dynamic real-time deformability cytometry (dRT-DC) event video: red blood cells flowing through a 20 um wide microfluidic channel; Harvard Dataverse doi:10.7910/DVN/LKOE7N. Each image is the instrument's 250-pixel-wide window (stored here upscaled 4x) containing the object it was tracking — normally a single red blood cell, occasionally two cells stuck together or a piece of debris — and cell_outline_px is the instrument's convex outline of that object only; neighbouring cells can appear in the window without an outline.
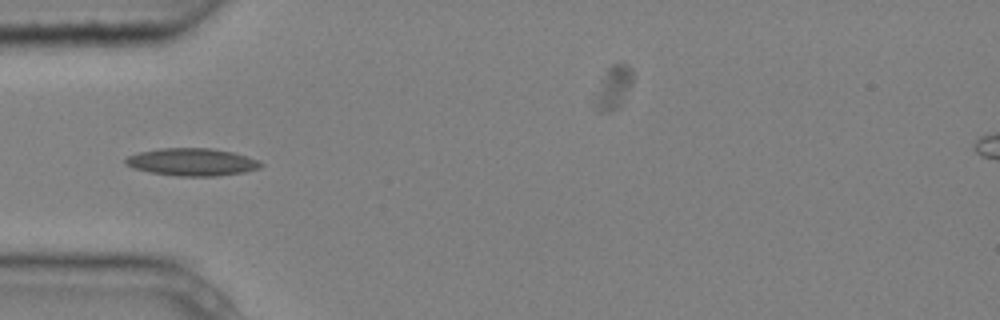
{"species": "common noctule bat (a hibernating species)", "species_latin": "Nyctalus noctula", "temperature_condition": "cold", "stored_images_in_passage": 5, "camera_frame_rate_fps": 3000, "um_per_image_px": 0.085, "animal": {"sex": "male", "body_mass_g": 20.4}, "frame": {"image": 1, "passage_image": 3, "time_ms": 0.667, "image_size_px": [1000, 320], "cell_outline_px": [[264, 164], [260, 168], [244, 172], [216, 176], [176, 176], [148, 172], [132, 168], [124, 164], [124, 160], [128, 156], [140, 152], [160, 148], [212, 148], [232, 152], [248, 156], [260, 160]], "centroid_in_image_um": [16.33, 13.77], "position_along_channel_um": 68.7, "area_um2": 21.91}}
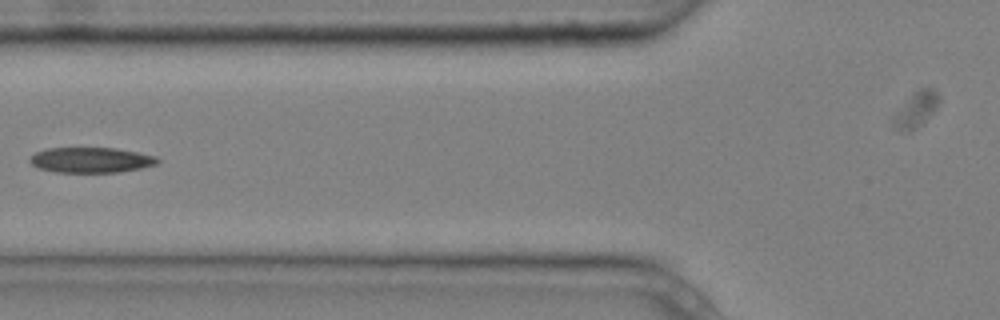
{"frame": {"image": 2, "passage_image": 4, "time_ms": 1.0, "image_size_px": [1000, 320], "cell_outline_px": [[160, 160], [156, 164], [140, 168], [120, 172], [56, 172], [40, 168], [32, 164], [28, 160], [36, 152], [48, 148], [116, 148], [156, 156]], "centroid_in_image_um": [7.74, 13.6], "position_along_channel_um": 118.1, "area_um2": 18.67}}
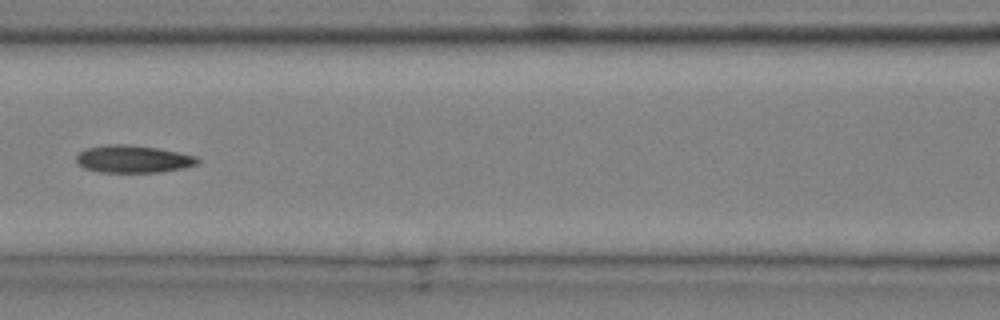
{"frame": {"image": 3, "passage_image": 5, "time_ms": 1.333, "image_size_px": [1000, 320], "cell_outline_px": [[200, 160], [196, 164], [180, 168], [160, 172], [100, 172], [84, 168], [76, 160], [76, 156], [80, 152], [88, 148], [108, 144], [128, 144], [156, 148], [196, 156]], "centroid_in_image_um": [11.29, 13.52], "position_along_channel_um": 155.3, "area_um2": 19.07}}